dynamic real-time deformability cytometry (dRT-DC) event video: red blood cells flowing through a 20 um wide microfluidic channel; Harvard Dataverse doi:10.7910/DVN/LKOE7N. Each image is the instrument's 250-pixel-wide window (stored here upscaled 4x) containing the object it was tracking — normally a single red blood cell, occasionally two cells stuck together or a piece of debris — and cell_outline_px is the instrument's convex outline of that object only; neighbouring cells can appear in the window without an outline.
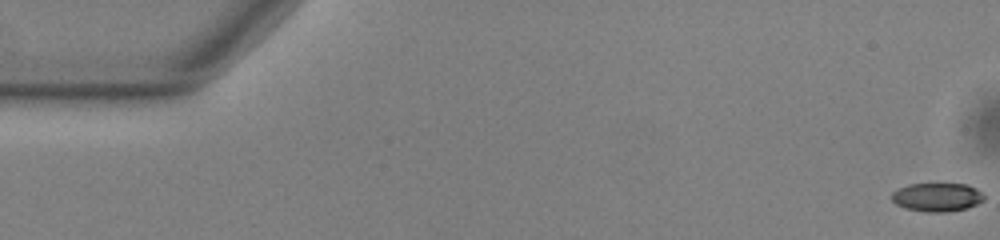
{"species": "common noctule bat (a hibernating species)", "species_latin": "Nyctalus noctula", "temperature_condition": "warm", "stored_images_in_passage": 39, "camera_frame_rate_fps": 3000, "um_per_image_px": 0.085, "animal": {"sex": "male", "body_mass_g": 13.0, "forearm_length_mm": 53.1}, "frame": {"image": 1, "passage_image": 1, "time_ms": 0.0, "image_size_px": [1000, 240], "cell_outline_px": [[984, 200], [976, 204], [964, 208], [944, 212], [924, 212], [904, 208], [896, 204], [892, 200], [892, 192], [908, 184], [968, 184], [976, 188], [984, 196]], "centroid_in_image_um": [79.63, 16.76], "position_along_channel_um": 5.4, "area_um2": 15.26}}
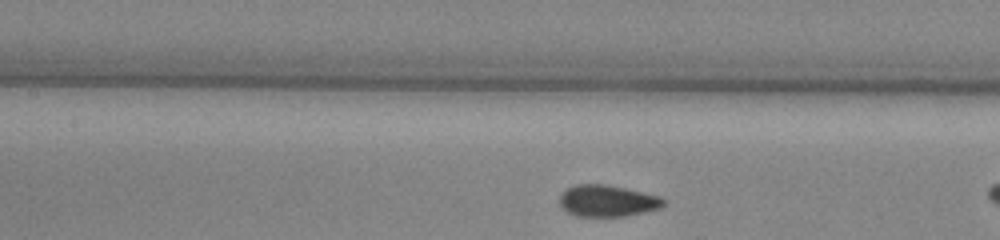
{"frame": {"image": 2, "passage_image": 22, "time_ms": 7.0, "image_size_px": [1000, 240], "cell_outline_px": [[668, 200], [660, 208], [644, 212], [624, 216], [576, 216], [568, 212], [560, 204], [560, 196], [568, 188], [576, 184], [608, 184], [660, 196]], "centroid_in_image_um": [51.67, 17.06], "position_along_channel_um": 155.7, "area_um2": 19.07}}
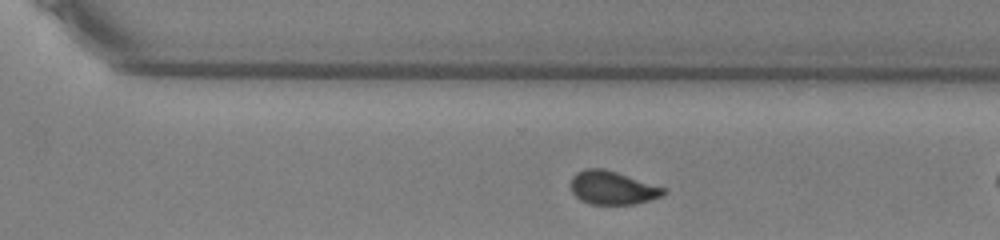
{"frame": {"image": 3, "passage_image": 35, "time_ms": 11.333, "image_size_px": [1000, 240], "cell_outline_px": [[668, 192], [664, 196], [636, 204], [588, 204], [580, 200], [572, 192], [572, 176], [576, 172], [584, 168], [604, 168], [668, 188]], "centroid_in_image_um": [52.11, 15.96], "position_along_channel_um": 318.5, "area_um2": 18.38}}